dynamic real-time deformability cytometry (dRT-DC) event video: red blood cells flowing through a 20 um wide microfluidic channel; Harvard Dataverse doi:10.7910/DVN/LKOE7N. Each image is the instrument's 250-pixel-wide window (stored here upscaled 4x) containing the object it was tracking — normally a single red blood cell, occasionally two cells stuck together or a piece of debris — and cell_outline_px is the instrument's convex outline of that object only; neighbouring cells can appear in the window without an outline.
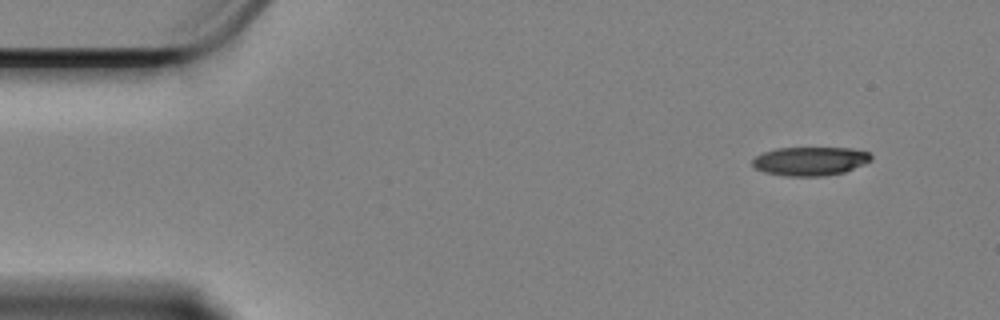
{"species": "Egyptian fruit bat (a non-hibernating species)", "species_latin": "Rousettus aegyptiacus", "temperature_condition": "cold", "stored_images_in_passage": 54, "camera_frame_rate_fps": 3000, "um_per_image_px": 0.085, "animal": {"sex": "female"}, "frame": {"image": 1, "passage_image": 1, "time_ms": 0.0, "image_size_px": [1000, 320], "cell_outline_px": [[872, 160], [864, 164], [844, 172], [824, 176], [784, 176], [764, 172], [756, 168], [752, 164], [752, 160], [756, 156], [764, 152], [776, 148], [852, 148], [868, 152], [872, 156]], "centroid_in_image_um": [68.87, 13.7], "position_along_channel_um": 16.1, "area_um2": 19.88}}
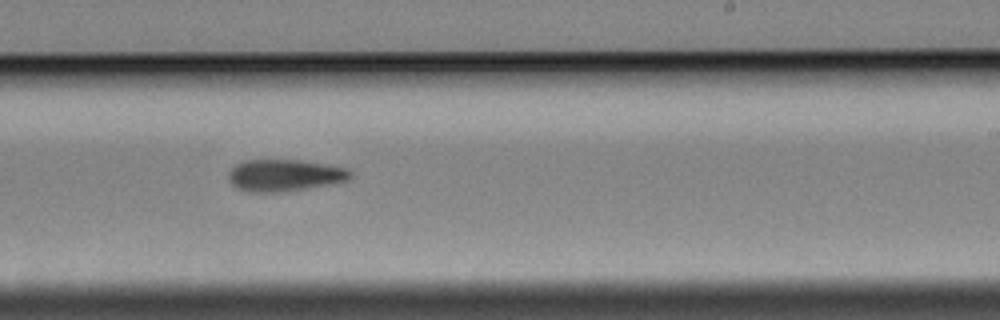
{"frame": {"image": 2, "passage_image": 31, "time_ms": 10.0, "image_size_px": [1000, 320], "cell_outline_px": [[352, 176], [348, 180], [308, 188], [280, 192], [248, 192], [236, 188], [228, 180], [228, 172], [236, 164], [244, 160], [300, 160], [348, 168], [352, 172]], "centroid_in_image_um": [24.16, 14.9], "position_along_channel_um": 264.8, "area_um2": 22.66}}
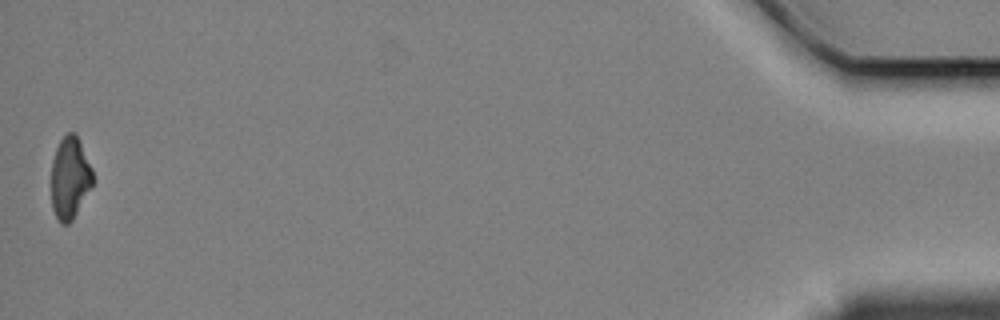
{"frame": {"image": 3, "passage_image": 54, "time_ms": 17.667, "image_size_px": [1000, 320], "cell_outline_px": [[92, 184], [72, 220], [68, 224], [60, 224], [52, 208], [52, 160], [56, 148], [60, 140], [68, 132], [76, 132], [92, 168]], "centroid_in_image_um": [5.93, 15.09], "position_along_channel_um": 429.3, "area_um2": 19.59}, "authors_computed_cell_mechanics": {"area_um2": 21.8773, "velocity_mm_per_s": 3.3833, "shape_relaxation_time_tau1_ms": 7.0539, "shape_relaxation_time_tau2_ms": null, "deformation_change_tau1": 0.1452, "deformation_change_tau2": null}}